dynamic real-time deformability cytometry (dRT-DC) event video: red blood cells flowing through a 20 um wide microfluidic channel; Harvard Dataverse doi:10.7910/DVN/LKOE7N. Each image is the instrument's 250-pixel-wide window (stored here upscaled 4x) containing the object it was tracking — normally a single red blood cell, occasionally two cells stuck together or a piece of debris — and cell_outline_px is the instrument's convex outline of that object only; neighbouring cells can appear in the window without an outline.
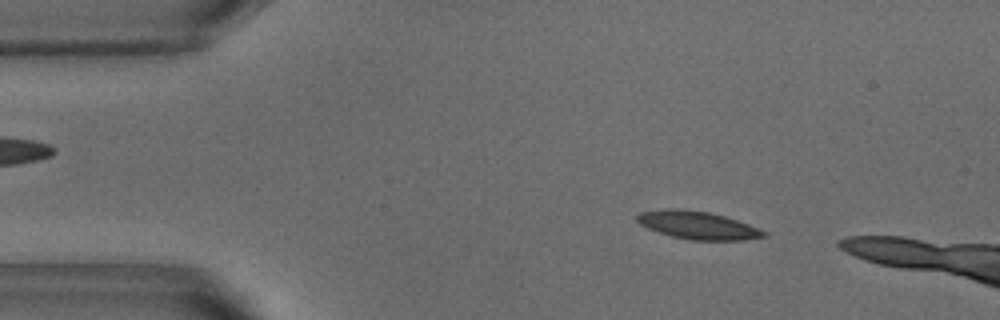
{"species": "common noctule bat (a hibernating species)", "species_latin": "Nyctalus noctula", "temperature_condition": "warm", "stored_images_in_passage": 45, "camera_frame_rate_fps": 3000, "um_per_image_px": 0.085, "animal": {"sex": "male", "body_mass_g": 18.8}, "frame": {"image": 1, "passage_image": 7, "time_ms": 2.0, "image_size_px": [1000, 320], "cell_outline_px": [[768, 236], [744, 240], [688, 240], [672, 236], [648, 228], [640, 224], [636, 220], [636, 216], [640, 212], [672, 208], [676, 208], [708, 212], [724, 216], [748, 224], [768, 232]], "centroid_in_image_um": [59.32, 19.15], "position_along_channel_um": 25.7, "area_um2": 20.46}}
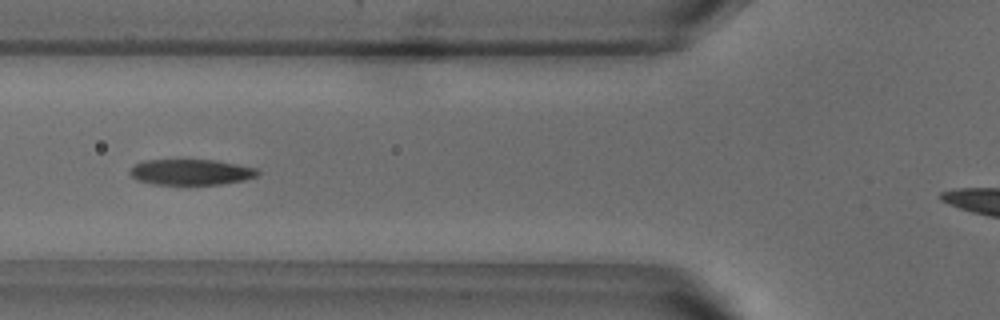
{"frame": {"image": 2, "passage_image": 18, "time_ms": 5.667, "image_size_px": [1000, 320], "cell_outline_px": [[260, 172], [256, 176], [244, 180], [220, 184], [152, 184], [136, 180], [128, 172], [132, 164], [144, 160], [216, 160], [256, 168]], "centroid_in_image_um": [16.17, 14.62], "position_along_channel_um": 109.6, "area_um2": 19.19}}
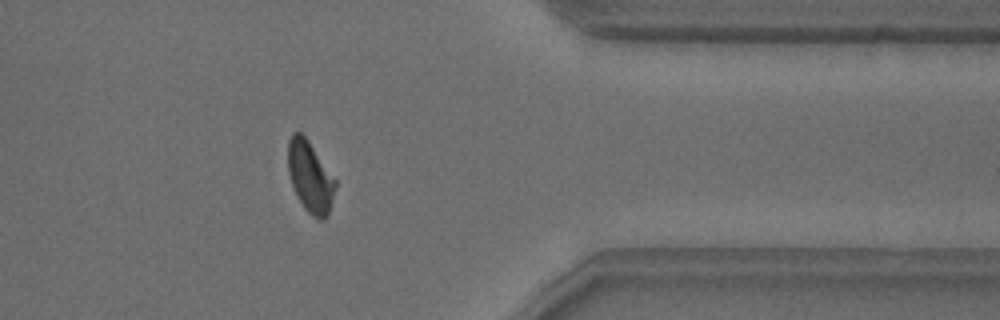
{"frame": {"image": 3, "passage_image": 41, "time_ms": 13.333, "image_size_px": [1000, 320], "cell_outline_px": [[336, 188], [328, 216], [324, 220], [320, 220], [312, 216], [304, 208], [292, 184], [288, 172], [288, 140], [292, 132], [300, 132], [308, 140], [336, 180]], "centroid_in_image_um": [26.37, 15.04], "position_along_channel_um": 385.0, "area_um2": 19.54}, "authors_computed_cell_mechanics": {"area_um2": 20.1722, "velocity_mm_per_s": 3.8117, "shape_relaxation_time_tau1_ms": 4.8165, "shape_relaxation_time_tau2_ms": 1.7451, "deformation_change_tau1": 0.1498, "deformation_change_tau2": 0.0763}}